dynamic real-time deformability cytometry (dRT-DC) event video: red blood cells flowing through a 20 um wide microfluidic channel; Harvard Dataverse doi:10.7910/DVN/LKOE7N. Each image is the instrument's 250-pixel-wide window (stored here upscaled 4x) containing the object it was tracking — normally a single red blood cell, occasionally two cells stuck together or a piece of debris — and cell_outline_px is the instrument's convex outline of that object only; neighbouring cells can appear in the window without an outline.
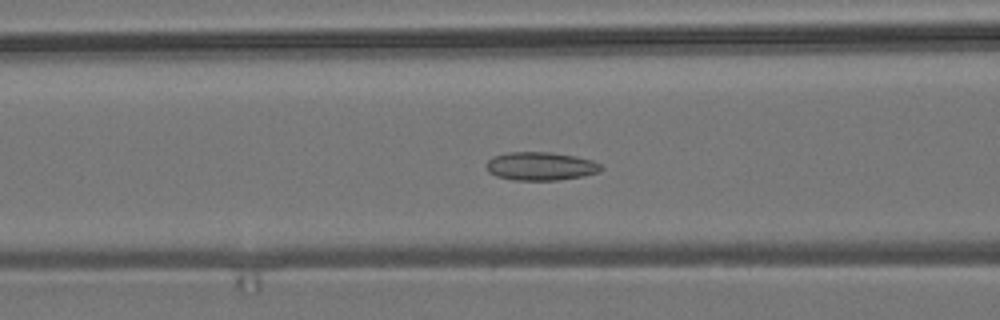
{"species": "common noctule bat (a hibernating species)", "species_latin": "Nyctalus noctula", "temperature_condition": "room temperature", "stored_images_in_passage": 47, "camera_frame_rate_fps": 3000, "um_per_image_px": 0.085, "animal": {"sex": "male", "body_mass_g": 19.2, "forearm_length_mm": 51.8}, "frame": {"image": 1, "passage_image": 13, "time_ms": 4.0, "image_size_px": [1000, 320], "cell_outline_px": [[604, 168], [600, 172], [584, 176], [556, 180], [512, 180], [496, 176], [488, 172], [484, 164], [492, 156], [508, 152], [552, 152], [576, 156], [592, 160], [600, 164]], "centroid_in_image_um": [45.94, 14.12], "position_along_channel_um": 120.7, "area_um2": 19.25}}
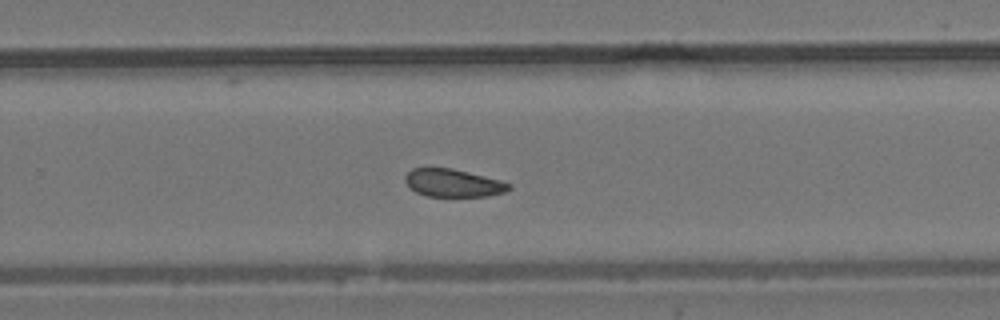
{"frame": {"image": 2, "passage_image": 27, "time_ms": 8.667, "image_size_px": [1000, 320], "cell_outline_px": [[512, 188], [504, 192], [488, 196], [428, 196], [416, 192], [404, 180], [404, 176], [412, 168], [452, 168], [500, 180], [512, 184]], "centroid_in_image_um": [38.53, 15.55], "position_along_channel_um": 291.3, "area_um2": 16.7}}
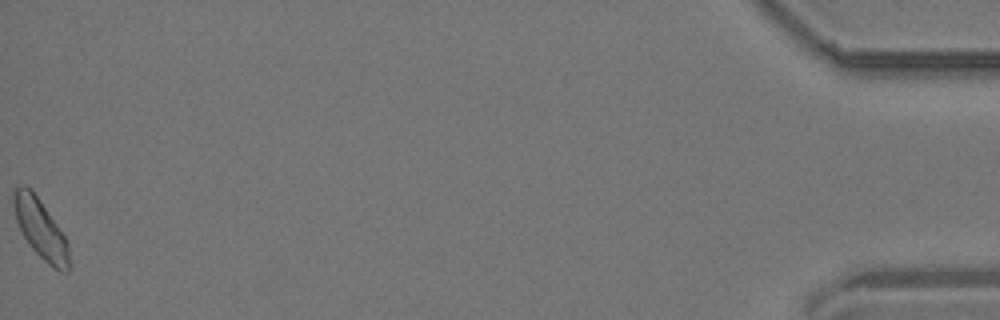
{"frame": {"image": 3, "passage_image": 47, "time_ms": 15.333, "image_size_px": [1000, 320], "cell_outline_px": [[68, 272], [60, 272], [52, 268], [32, 248], [24, 236], [16, 220], [12, 204], [12, 192], [20, 184], [24, 184], [40, 200], [68, 240]], "centroid_in_image_um": [3.43, 19.45], "position_along_channel_um": 431.8, "area_um2": 19.02}, "authors_computed_cell_mechanics": {"area_um2": 18.3226, "velocity_mm_per_s": 3.6719, "shape_relaxation_time_tau1_ms": null, "shape_relaxation_time_tau2_ms": 3.4387, "deformation_change_tau1": null, "deformation_change_tau2": 0.0775}}